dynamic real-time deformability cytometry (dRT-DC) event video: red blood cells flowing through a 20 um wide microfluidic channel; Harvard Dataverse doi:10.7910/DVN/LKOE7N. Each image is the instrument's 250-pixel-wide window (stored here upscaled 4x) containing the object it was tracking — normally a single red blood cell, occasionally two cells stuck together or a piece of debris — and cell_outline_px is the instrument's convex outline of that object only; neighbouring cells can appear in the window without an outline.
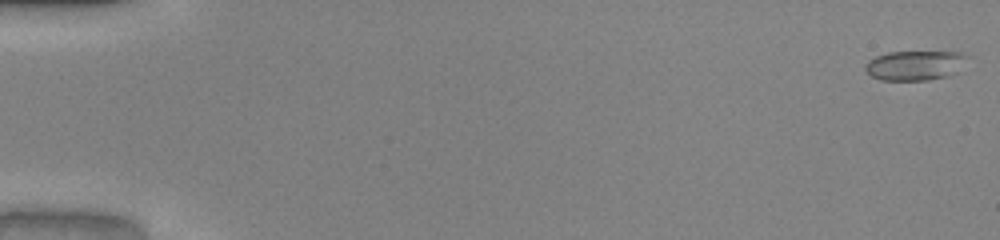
{"species": "common noctule bat (a hibernating species)", "species_latin": "Nyctalus noctula", "temperature_condition": "warm", "stored_images_in_passage": 51, "camera_frame_rate_fps": 3000, "um_per_image_px": 0.085, "animal": {"sex": "male", "body_mass_g": 20.0, "forearm_length_mm": 53.3}, "frame": {"image": 1, "passage_image": 1, "time_ms": 0.0, "image_size_px": [1000, 240], "cell_outline_px": [[968, 56], [956, 72], [948, 76], [928, 80], [880, 80], [872, 76], [864, 68], [864, 64], [868, 60], [876, 56], [888, 52], [960, 52]], "centroid_in_image_um": [77.73, 5.56], "position_along_channel_um": 7.3, "area_um2": 17.51}}
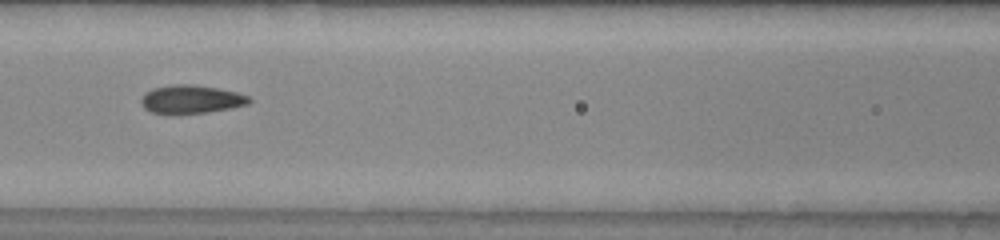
{"frame": {"image": 2, "passage_image": 24, "time_ms": 7.667, "image_size_px": [1000, 240], "cell_outline_px": [[252, 100], [248, 104], [232, 108], [208, 112], [152, 112], [144, 108], [140, 100], [152, 88], [172, 84], [192, 84], [216, 88], [236, 92], [248, 96]], "centroid_in_image_um": [16.29, 8.41], "position_along_channel_um": 150.3, "area_um2": 17.34}}
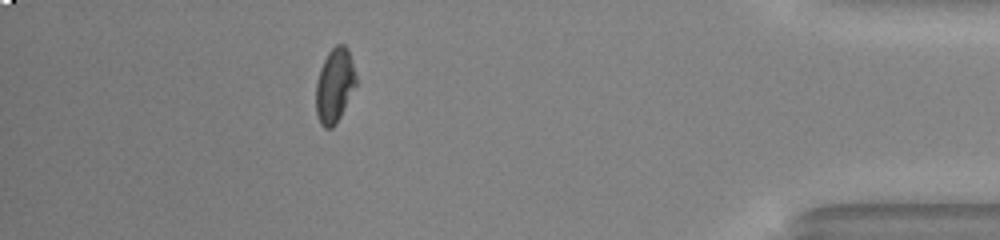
{"frame": {"image": 3, "passage_image": 46, "time_ms": 15.0, "image_size_px": [1000, 240], "cell_outline_px": [[356, 84], [336, 124], [332, 128], [324, 128], [320, 124], [316, 112], [316, 80], [320, 68], [328, 52], [336, 44], [344, 44], [348, 48], [352, 60], [356, 76]], "centroid_in_image_um": [28.43, 7.25], "position_along_channel_um": 406.8, "area_um2": 17.34}, "authors_computed_cell_mechanics": {"area_um2": 17.6868, "velocity_mm_per_s": 4.1121, "shape_relaxation_time_tau1_ms": 6.8672, "shape_relaxation_time_tau2_ms": 1.172, "deformation_change_tau1": 0.18, "deformation_change_tau2": 0.0441}}